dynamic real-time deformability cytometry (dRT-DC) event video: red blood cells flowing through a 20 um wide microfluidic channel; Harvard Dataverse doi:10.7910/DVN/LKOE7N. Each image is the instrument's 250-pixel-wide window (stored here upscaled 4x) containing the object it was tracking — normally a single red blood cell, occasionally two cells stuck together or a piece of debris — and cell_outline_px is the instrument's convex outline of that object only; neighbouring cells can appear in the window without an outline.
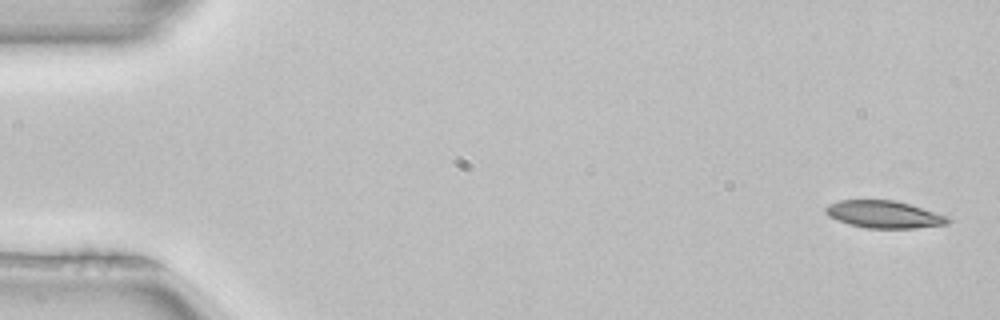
{"species": "common noctule bat (a hibernating species)", "species_latin": "Nyctalus noctula", "temperature_condition": "room temperature", "stored_images_in_passage": 4, "camera_frame_rate_fps": 3000, "um_per_image_px": 0.085, "animal": {"sex": "female", "body_mass_g": 22.7, "forearm_length_mm": 54.2}, "frame": {"image": 1, "passage_image": 1, "time_ms": 0.0, "image_size_px": [1000, 320], "cell_outline_px": [[952, 220], [948, 224], [916, 228], [868, 228], [848, 224], [836, 220], [828, 216], [824, 208], [828, 204], [840, 200], [896, 200], [948, 216]], "centroid_in_image_um": [75.14, 18.22], "position_along_channel_um": 9.9, "area_um2": 19.54}}
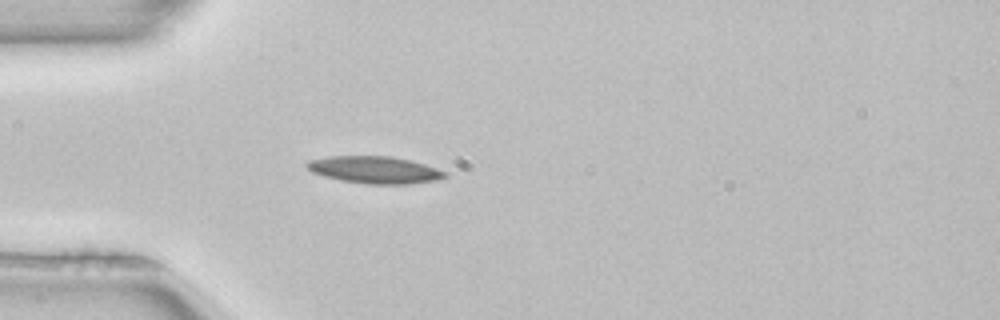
{"frame": {"image": 2, "passage_image": 4, "time_ms": 1.0, "image_size_px": [1000, 320], "cell_outline_px": [[448, 176], [436, 180], [408, 184], [364, 184], [340, 180], [324, 176], [312, 172], [304, 164], [308, 160], [328, 156], [392, 156], [424, 164], [448, 172]], "centroid_in_image_um": [31.83, 14.44], "position_along_channel_um": 53.2, "area_um2": 21.91}}